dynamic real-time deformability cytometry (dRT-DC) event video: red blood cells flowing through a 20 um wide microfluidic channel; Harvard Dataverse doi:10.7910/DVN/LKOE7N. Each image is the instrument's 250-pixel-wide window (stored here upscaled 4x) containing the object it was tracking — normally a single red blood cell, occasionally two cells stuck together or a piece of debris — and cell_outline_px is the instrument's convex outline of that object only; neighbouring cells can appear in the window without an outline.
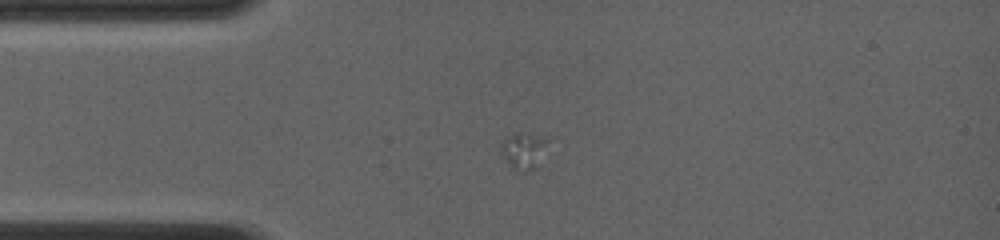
{"species": "common noctule bat (a hibernating species)", "species_latin": "Nyctalus noctula", "temperature_condition": "room temperature", "stored_images_in_passage": 17, "camera_frame_rate_fps": 4000, "um_per_image_px": 0.085, "animal": {"sex": "female", "body_mass_g": 19.0, "forearm_length_mm": 56.7}, "frame": {"image": 1, "passage_image": 6, "time_ms": 1.25, "image_size_px": [1000, 240], "cell_outline_px": [[552, 136], [536, 168], [524, 172], [520, 172], [512, 168], [500, 152], [500, 144], [504, 140], [516, 132]], "centroid_in_image_um": [44.56, 12.78], "position_along_channel_um": 40.4, "area_um2": 10.23}}